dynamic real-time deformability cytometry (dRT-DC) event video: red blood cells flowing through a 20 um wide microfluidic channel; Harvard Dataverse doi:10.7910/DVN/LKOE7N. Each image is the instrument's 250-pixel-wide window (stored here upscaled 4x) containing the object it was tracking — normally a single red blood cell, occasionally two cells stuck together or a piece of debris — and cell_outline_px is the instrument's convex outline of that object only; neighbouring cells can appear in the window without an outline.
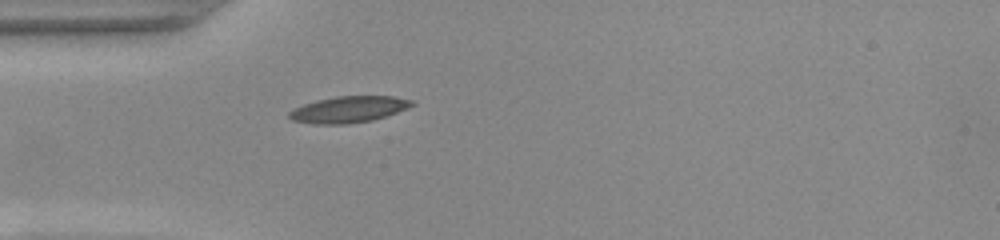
{"species": "common noctule bat (a hibernating species)", "species_latin": "Nyctalus noctula", "temperature_condition": "warm", "stored_images_in_passage": 38, "camera_frame_rate_fps": 3000, "um_per_image_px": 0.085, "animal": {"sex": "female", "body_mass_g": 22.0, "forearm_length_mm": 56.7}, "frame": {"image": 1, "passage_image": 1, "time_ms": 0.0, "image_size_px": [1000, 240], "cell_outline_px": [[416, 104], [408, 108], [372, 120], [348, 124], [312, 124], [292, 120], [288, 116], [288, 112], [304, 104], [316, 100], [336, 96], [392, 96], [412, 100]], "centroid_in_image_um": [29.62, 9.3], "position_along_channel_um": 55.4, "area_um2": 18.79}}
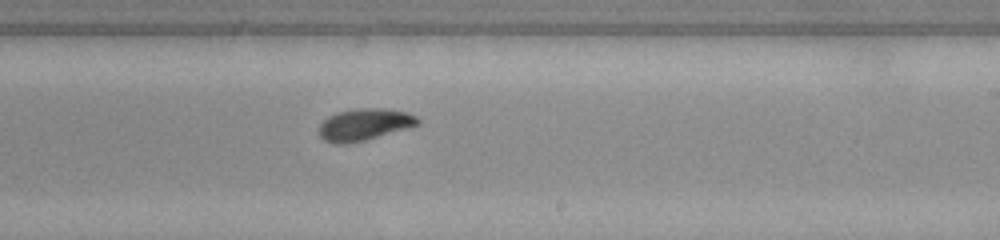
{"frame": {"image": 2, "passage_image": 17, "time_ms": 5.333, "image_size_px": [1000, 240], "cell_outline_px": [[420, 124], [408, 128], [364, 140], [344, 144], [336, 144], [324, 140], [320, 136], [320, 124], [328, 116], [336, 112], [352, 108], [384, 108], [408, 112], [416, 116], [420, 120]], "centroid_in_image_um": [30.98, 10.56], "position_along_channel_um": 258.0, "area_um2": 18.38}}
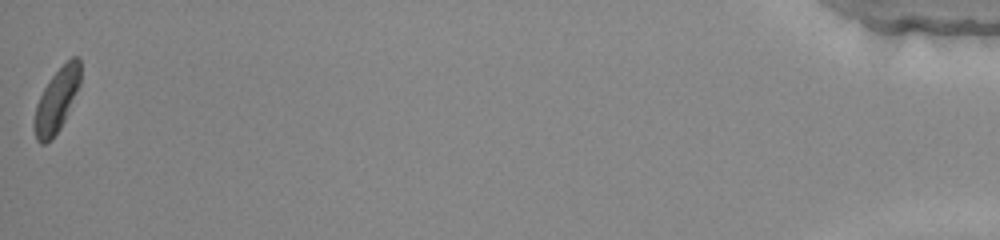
{"frame": {"image": 3, "passage_image": 38, "time_ms": 12.333, "image_size_px": [1000, 240], "cell_outline_px": [[80, 84], [64, 120], [60, 128], [44, 144], [40, 144], [36, 140], [32, 128], [32, 120], [36, 104], [48, 80], [72, 56], [80, 56]], "centroid_in_image_um": [4.78, 8.53], "position_along_channel_um": 430.4, "area_um2": 16.99}, "authors_computed_cell_mechanics": {"area_um2": 18.0047, "velocity_mm_per_s": 3.8981, "shape_relaxation_time_tau1_ms": 2.7916, "shape_relaxation_time_tau2_ms": 3.2556, "deformation_change_tau1": 0.1516, "deformation_change_tau2": 0.0785}}